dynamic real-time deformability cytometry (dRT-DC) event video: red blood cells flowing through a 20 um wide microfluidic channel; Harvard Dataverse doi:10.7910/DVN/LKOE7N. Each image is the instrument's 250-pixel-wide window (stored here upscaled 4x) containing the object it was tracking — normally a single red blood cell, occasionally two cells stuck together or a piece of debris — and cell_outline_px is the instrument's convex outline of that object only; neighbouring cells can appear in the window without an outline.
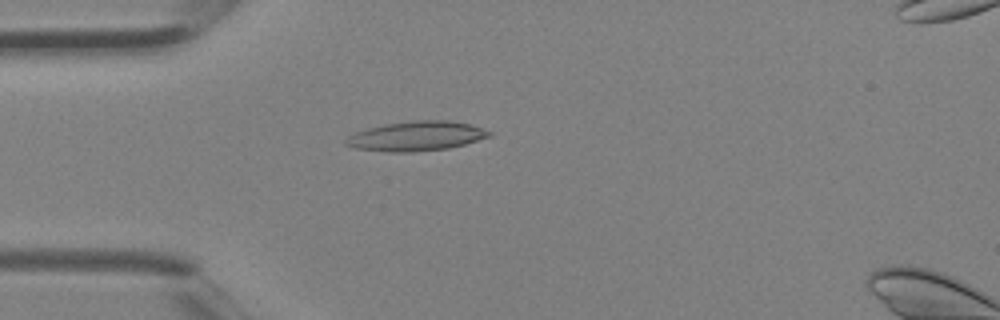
{"species": "Egyptian fruit bat (a non-hibernating species)", "species_latin": "Rousettus aegyptiacus", "temperature_condition": "room temperature", "stored_images_in_passage": 3, "camera_frame_rate_fps": 3000, "um_per_image_px": 0.085, "animal": {"sex": "female"}, "frame": {"image": 1, "passage_image": 2, "time_ms": 0.333, "image_size_px": [1000, 320], "cell_outline_px": [[492, 136], [464, 144], [448, 148], [412, 152], [388, 152], [356, 148], [344, 144], [344, 140], [348, 136], [356, 132], [368, 128], [384, 124], [416, 120], [448, 120], [468, 124], [492, 132]], "centroid_in_image_um": [35.37, 11.57], "position_along_channel_um": 49.6, "area_um2": 24.57}}